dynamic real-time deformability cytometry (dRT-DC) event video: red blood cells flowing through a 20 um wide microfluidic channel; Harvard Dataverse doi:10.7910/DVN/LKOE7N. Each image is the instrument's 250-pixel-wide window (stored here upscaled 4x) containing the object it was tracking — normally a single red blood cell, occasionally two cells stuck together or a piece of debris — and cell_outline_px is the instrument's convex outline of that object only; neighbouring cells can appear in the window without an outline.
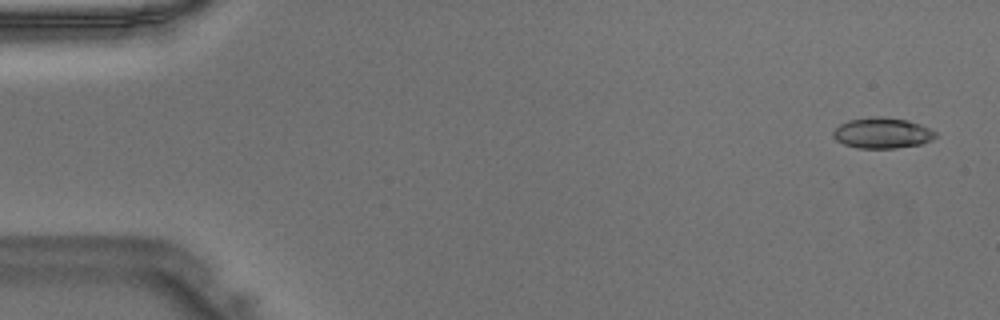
{"species": "Egyptian fruit bat (a non-hibernating species)", "species_latin": "Rousettus aegyptiacus", "temperature_condition": "warm", "stored_images_in_passage": 46, "camera_frame_rate_fps": 3000, "um_per_image_px": 0.085, "animal": {"sex": "male"}, "frame": {"image": 1, "passage_image": 2, "time_ms": 0.333, "image_size_px": [1000, 320], "cell_outline_px": [[936, 136], [932, 140], [924, 144], [896, 148], [856, 148], [844, 144], [836, 140], [832, 136], [832, 132], [840, 124], [848, 120], [872, 116], [880, 116], [904, 120], [920, 124], [936, 132]], "centroid_in_image_um": [74.98, 11.31], "position_along_channel_um": 10.0, "area_um2": 18.38}}
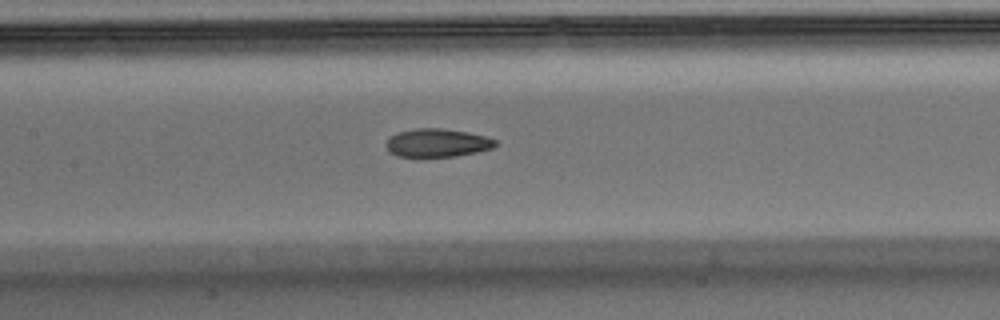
{"frame": {"image": 2, "passage_image": 22, "time_ms": 7.0, "image_size_px": [1000, 320], "cell_outline_px": [[500, 144], [492, 148], [476, 152], [456, 156], [396, 156], [388, 152], [384, 144], [388, 136], [396, 132], [416, 128], [444, 128], [468, 132], [484, 136], [496, 140]], "centroid_in_image_um": [37.12, 12.13], "position_along_channel_um": 170.3, "area_um2": 18.26}}
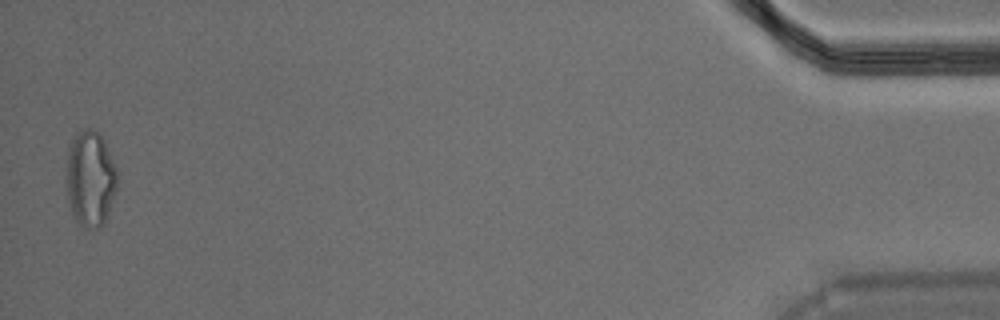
{"frame": {"image": 3, "passage_image": 46, "time_ms": 15.0, "image_size_px": [1000, 320], "cell_outline_px": [[116, 192], [104, 224], [100, 228], [84, 228], [80, 224], [72, 212], [68, 204], [68, 148], [72, 136], [80, 128], [92, 128], [104, 140], [116, 168]], "centroid_in_image_um": [7.68, 15.17], "position_along_channel_um": 427.5, "area_um2": 28.26}}